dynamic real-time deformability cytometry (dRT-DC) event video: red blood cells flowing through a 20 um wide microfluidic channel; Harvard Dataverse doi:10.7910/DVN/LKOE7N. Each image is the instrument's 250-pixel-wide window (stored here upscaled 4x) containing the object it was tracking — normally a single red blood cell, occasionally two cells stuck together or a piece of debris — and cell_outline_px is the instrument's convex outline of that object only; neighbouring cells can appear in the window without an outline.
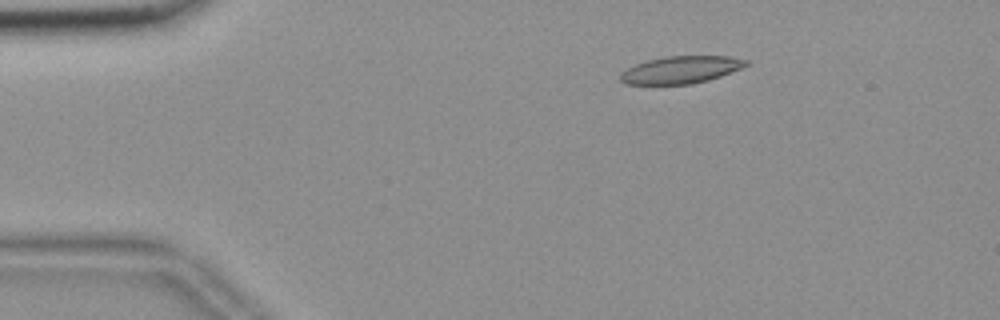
{"species": "common noctule bat (a hibernating species)", "species_latin": "Nyctalus noctula", "temperature_condition": "room temperature", "stored_images_in_passage": 12, "camera_frame_rate_fps": 3000, "um_per_image_px": 0.085, "animal": {"sex": "female", "body_mass_g": 18.4}, "frame": {"image": 1, "passage_image": 9, "time_ms": 2.667, "image_size_px": [1000, 320], "cell_outline_px": [[748, 64], [740, 68], [720, 76], [708, 80], [692, 84], [624, 84], [620, 80], [620, 72], [636, 64], [648, 60], [664, 56], [728, 56], [748, 60]], "centroid_in_image_um": [57.84, 5.93], "position_along_channel_um": 27.2, "area_um2": 19.88}}